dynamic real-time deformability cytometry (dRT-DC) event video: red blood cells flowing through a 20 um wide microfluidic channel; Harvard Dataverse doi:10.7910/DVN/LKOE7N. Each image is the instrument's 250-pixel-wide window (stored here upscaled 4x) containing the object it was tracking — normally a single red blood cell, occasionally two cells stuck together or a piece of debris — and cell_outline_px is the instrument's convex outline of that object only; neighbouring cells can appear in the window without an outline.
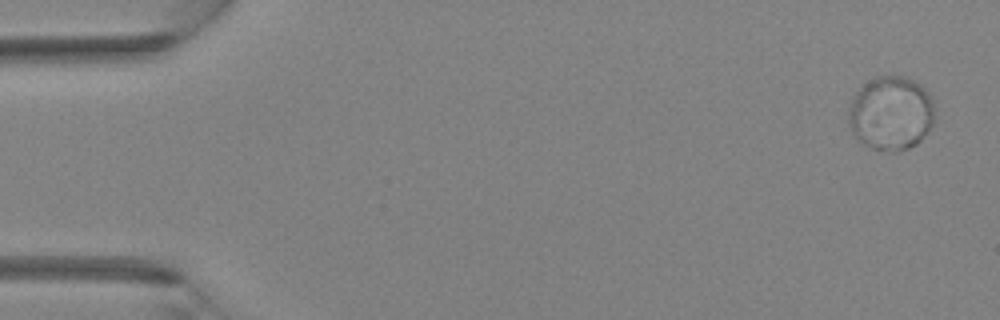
{"species": "Egyptian fruit bat (a non-hibernating species)", "species_latin": "Rousettus aegyptiacus", "temperature_condition": "room temperature", "stored_images_in_passage": 5, "camera_frame_rate_fps": 3000, "um_per_image_px": 0.085, "animal": {"sex": "female"}, "frame": {"image": 1, "passage_image": 1, "time_ms": 0.0, "image_size_px": [1000, 320], "cell_outline_px": [[932, 124], [920, 140], [916, 144], [908, 148], [896, 152], [892, 152], [872, 148], [864, 144], [852, 132], [848, 124], [848, 108], [852, 96], [868, 80], [880, 76], [904, 76], [920, 84], [932, 96]], "centroid_in_image_um": [75.69, 9.62], "position_along_channel_um": 9.3, "area_um2": 37.05}}
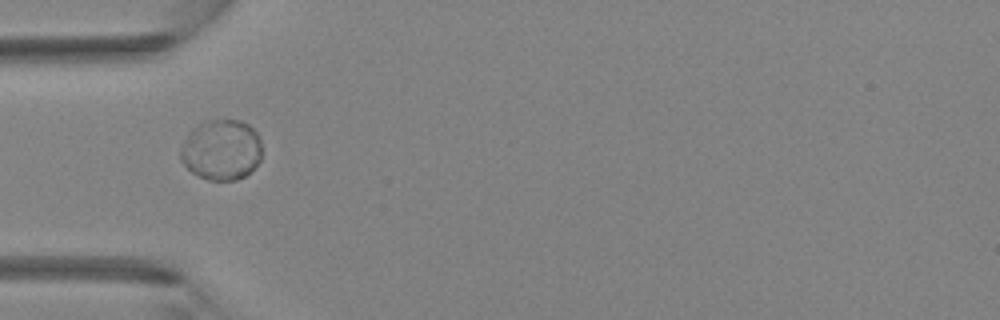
{"frame": {"image": 2, "passage_image": 4, "time_ms": 1.0, "image_size_px": [1000, 320], "cell_outline_px": [[260, 160], [244, 176], [236, 180], [208, 180], [192, 172], [180, 160], [180, 148], [184, 140], [204, 120], [240, 120], [248, 124], [256, 132], [260, 140]], "centroid_in_image_um": [18.81, 12.74], "position_along_channel_um": 66.2, "area_um2": 28.32}}
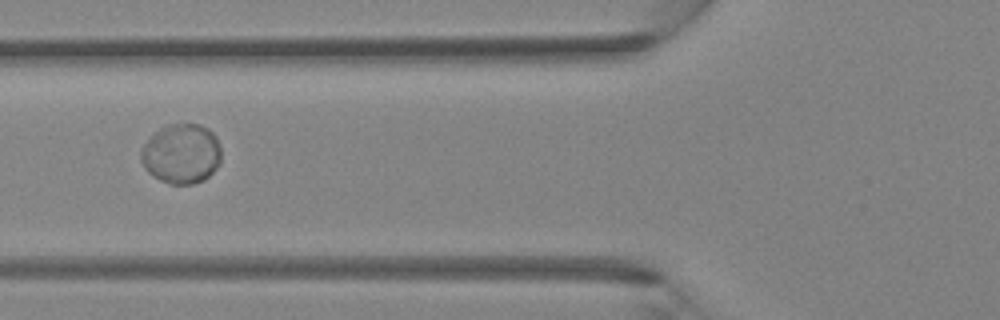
{"frame": {"image": 3, "passage_image": 5, "time_ms": 1.333, "image_size_px": [1000, 320], "cell_outline_px": [[220, 164], [204, 180], [192, 184], [168, 184], [152, 176], [144, 168], [140, 160], [140, 152], [144, 144], [164, 124], [200, 124], [208, 128], [216, 136], [220, 148]], "centroid_in_image_um": [15.41, 13.07], "position_along_channel_um": 110.4, "area_um2": 28.15}}